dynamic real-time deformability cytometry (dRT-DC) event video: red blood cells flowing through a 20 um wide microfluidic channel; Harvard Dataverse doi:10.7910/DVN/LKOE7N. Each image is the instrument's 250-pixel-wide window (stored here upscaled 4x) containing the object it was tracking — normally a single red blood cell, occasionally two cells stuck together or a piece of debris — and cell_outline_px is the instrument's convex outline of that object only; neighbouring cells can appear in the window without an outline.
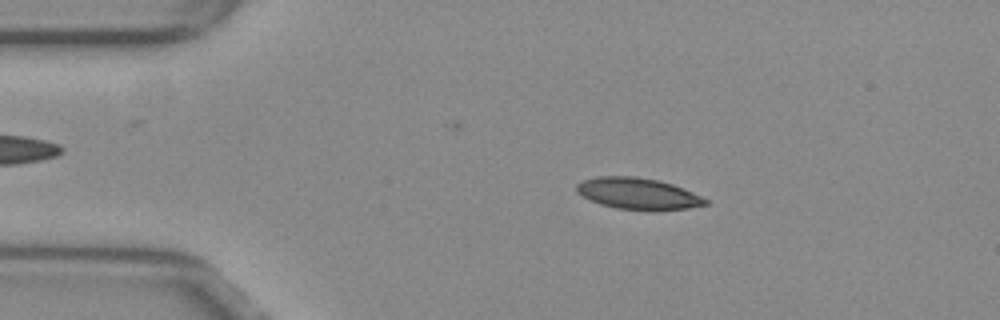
{"species": "common noctule bat (a hibernating species)", "species_latin": "Nyctalus noctula", "temperature_condition": "warm", "stored_images_in_passage": 38, "camera_frame_rate_fps": 3000, "um_per_image_px": 0.085, "animal": {"sex": "female", "body_mass_g": 29.2, "forearm_length_mm": 56.3}, "frame": {"image": 1, "passage_image": 9, "time_ms": 2.667, "image_size_px": [1000, 320], "cell_outline_px": [[708, 204], [688, 208], [656, 212], [616, 208], [600, 204], [576, 192], [576, 184], [584, 180], [596, 176], [636, 176], [660, 180], [672, 184], [692, 192], [708, 200]], "centroid_in_image_um": [54.25, 16.47], "position_along_channel_um": 30.8, "area_um2": 23.87}}
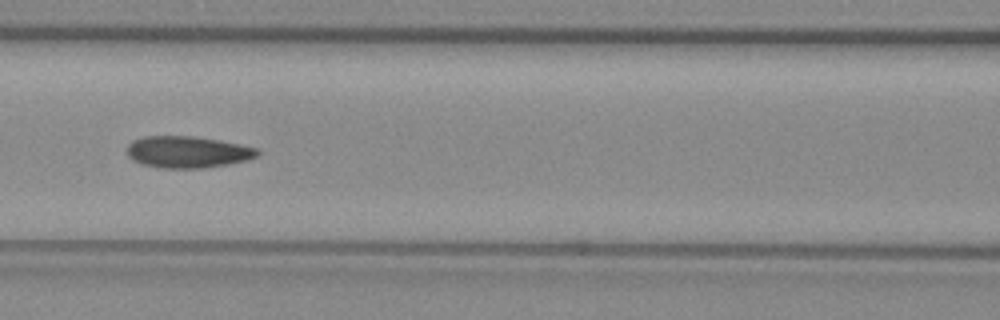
{"frame": {"image": 2, "passage_image": 22, "time_ms": 7.0, "image_size_px": [1000, 320], "cell_outline_px": [[260, 152], [256, 156], [248, 160], [228, 164], [204, 168], [160, 168], [140, 164], [132, 160], [128, 156], [128, 144], [132, 140], [144, 136], [192, 136], [220, 140], [240, 144], [256, 148]], "centroid_in_image_um": [15.92, 12.92], "position_along_channel_um": 150.7, "area_um2": 24.22}}
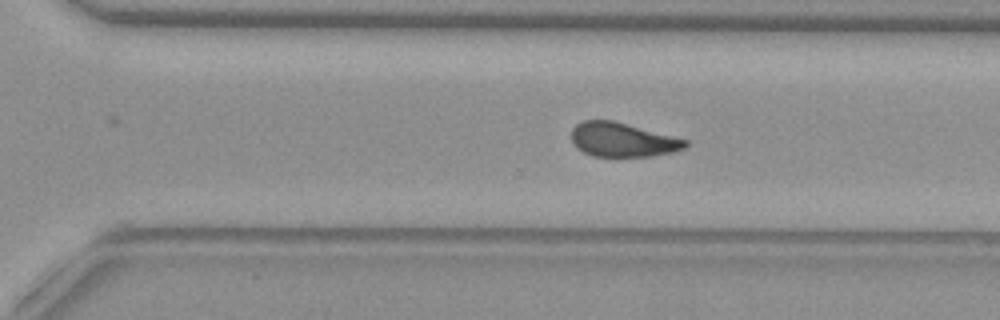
{"frame": {"image": 3, "passage_image": 35, "time_ms": 11.333, "image_size_px": [1000, 320], "cell_outline_px": [[688, 144], [684, 148], [672, 152], [652, 156], [592, 156], [576, 148], [572, 140], [572, 128], [576, 124], [584, 120], [612, 120], [688, 140]], "centroid_in_image_um": [52.89, 11.88], "position_along_channel_um": 317.7, "area_um2": 22.48}}